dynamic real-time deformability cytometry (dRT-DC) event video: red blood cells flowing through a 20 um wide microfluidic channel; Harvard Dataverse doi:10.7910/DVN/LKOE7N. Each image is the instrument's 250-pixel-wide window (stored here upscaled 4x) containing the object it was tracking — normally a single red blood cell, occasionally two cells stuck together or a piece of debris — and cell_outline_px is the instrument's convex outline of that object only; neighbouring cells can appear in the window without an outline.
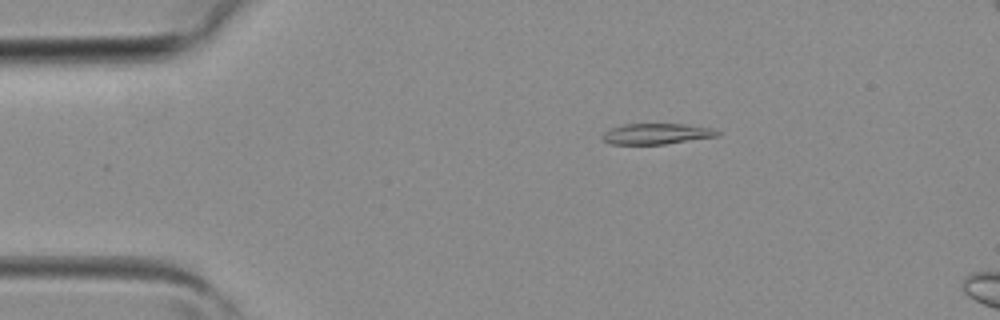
{"species": "common noctule bat (a hibernating species)", "species_latin": "Nyctalus noctula", "temperature_condition": "room temperature", "stored_images_in_passage": 3, "camera_frame_rate_fps": 3000, "um_per_image_px": 0.085, "animal": {"sex": "female", "body_mass_g": 19.3, "forearm_length_mm": 54.1}, "frame": {"image": 1, "passage_image": 1, "time_ms": 0.0, "image_size_px": [1000, 320], "cell_outline_px": [[720, 136], [664, 144], [612, 144], [604, 140], [600, 136], [604, 132], [612, 128], [624, 124], [684, 124], [716, 128], [720, 132]], "centroid_in_image_um": [55.86, 11.37], "position_along_channel_um": 29.1, "area_um2": 13.99}}